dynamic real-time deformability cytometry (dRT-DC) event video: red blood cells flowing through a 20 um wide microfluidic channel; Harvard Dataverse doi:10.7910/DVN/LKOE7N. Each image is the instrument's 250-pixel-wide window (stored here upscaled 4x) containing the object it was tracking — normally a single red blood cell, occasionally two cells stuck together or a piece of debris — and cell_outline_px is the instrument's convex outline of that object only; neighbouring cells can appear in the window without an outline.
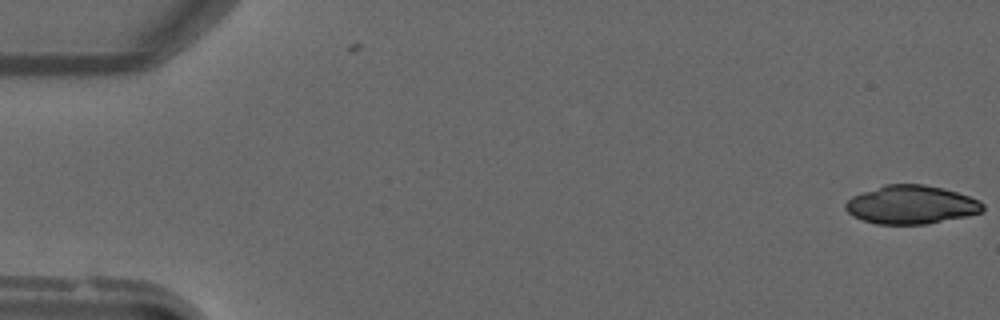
{"species": "common noctule bat (a hibernating species)", "species_latin": "Nyctalus noctula", "temperature_condition": "warm", "stored_images_in_passage": 2, "camera_frame_rate_fps": 3000, "um_per_image_px": 0.085, "animal": {"sex": "male", "forearm_length_mm": 52.5}, "frame": {"image": 1, "passage_image": 2, "time_ms": 0.333, "image_size_px": [1000, 320], "cell_outline_px": [[984, 212], [968, 216], [928, 224], [876, 224], [852, 216], [844, 208], [844, 204], [852, 196], [884, 184], [924, 184], [944, 188], [980, 200], [984, 204]], "centroid_in_image_um": [77.47, 17.4], "position_along_channel_um": 7.5, "area_um2": 31.04}}